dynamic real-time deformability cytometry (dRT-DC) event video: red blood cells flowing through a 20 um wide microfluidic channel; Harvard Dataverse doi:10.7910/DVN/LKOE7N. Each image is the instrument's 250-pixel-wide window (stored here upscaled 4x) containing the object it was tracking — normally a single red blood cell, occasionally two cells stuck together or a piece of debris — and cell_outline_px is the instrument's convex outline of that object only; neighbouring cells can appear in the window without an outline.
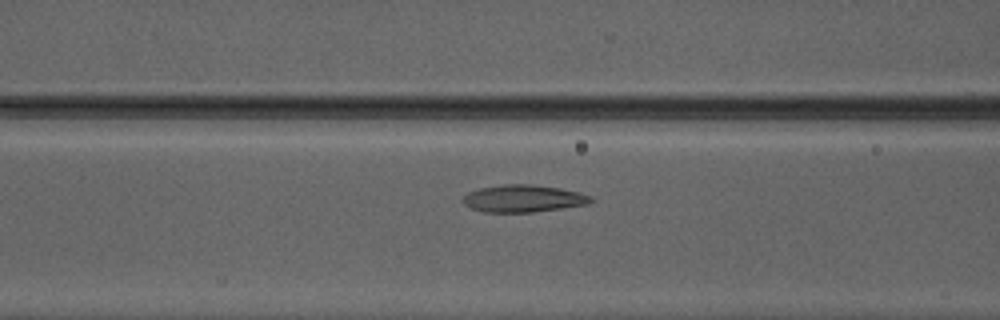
{"species": "Egyptian fruit bat (a non-hibernating species)", "species_latin": "Rousettus aegyptiacus", "temperature_condition": "warm", "stored_images_in_passage": 49, "camera_frame_rate_fps": 3000, "um_per_image_px": 0.085, "animal": {"sex": "male"}, "frame": {"image": 1, "passage_image": 21, "time_ms": 6.667, "image_size_px": [1000, 320], "cell_outline_px": [[596, 200], [588, 204], [532, 212], [484, 212], [472, 208], [464, 204], [464, 196], [468, 192], [480, 188], [504, 184], [532, 184], [560, 188], [580, 192], [592, 196]], "centroid_in_image_um": [44.53, 16.86], "position_along_channel_um": 122.1, "area_um2": 20.29}}
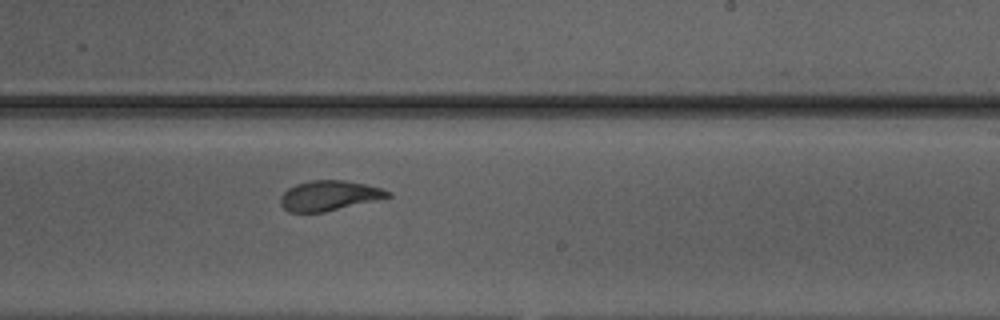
{"frame": {"image": 2, "passage_image": 31, "time_ms": 10.0, "image_size_px": [1000, 320], "cell_outline_px": [[392, 196], [380, 200], [324, 212], [288, 212], [280, 204], [280, 196], [288, 188], [296, 184], [312, 180], [344, 180], [364, 184], [380, 188], [392, 192]], "centroid_in_image_um": [27.99, 16.63], "position_along_channel_um": 261.0, "area_um2": 18.9}}
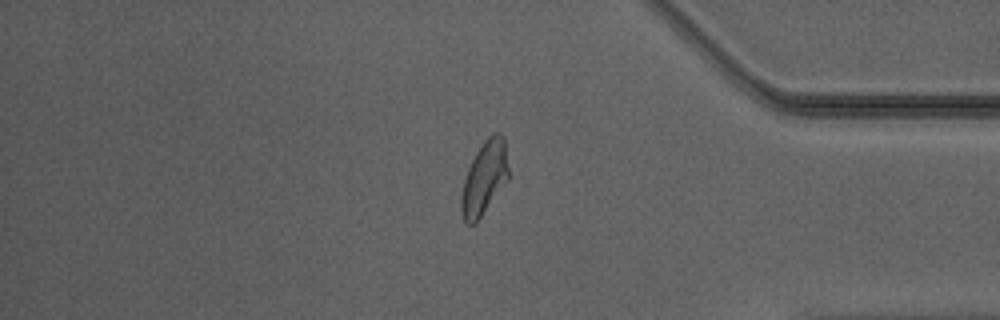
{"frame": {"image": 3, "passage_image": 42, "time_ms": 13.667, "image_size_px": [1000, 320], "cell_outline_px": [[508, 180], [480, 216], [472, 224], [468, 224], [464, 220], [460, 208], [460, 200], [464, 180], [468, 168], [476, 152], [484, 140], [492, 132], [500, 132], [504, 136], [508, 168]], "centroid_in_image_um": [41.17, 15.07], "position_along_channel_um": 394.0, "area_um2": 19.88}, "authors_computed_cell_mechanics": {"area_um2": 20.2878, "velocity_mm_per_s": 4.1807, "shape_relaxation_time_tau1_ms": 5.9028, "shape_relaxation_time_tau2_ms": 1.282, "deformation_change_tau1": 0.2087, "deformation_change_tau2": 0.079}}